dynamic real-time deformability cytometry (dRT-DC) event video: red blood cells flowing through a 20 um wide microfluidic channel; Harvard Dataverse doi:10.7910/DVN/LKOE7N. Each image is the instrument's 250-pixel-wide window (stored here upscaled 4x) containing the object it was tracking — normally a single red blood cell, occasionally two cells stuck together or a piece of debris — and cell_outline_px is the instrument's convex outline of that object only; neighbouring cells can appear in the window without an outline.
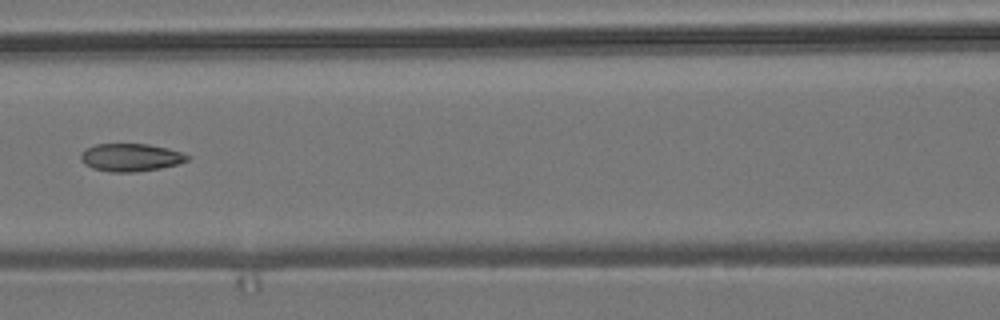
{"species": "common noctule bat (a hibernating species)", "species_latin": "Nyctalus noctula", "temperature_condition": "room temperature", "stored_images_in_passage": 6, "camera_frame_rate_fps": 3000, "um_per_image_px": 0.085, "animal": {"sex": "male", "body_mass_g": 19.2, "forearm_length_mm": 51.8}, "frame": {"image": 1, "passage_image": 6, "time_ms": 1.667, "image_size_px": [1000, 320], "cell_outline_px": [[192, 156], [188, 160], [176, 164], [160, 168], [136, 172], [112, 172], [92, 168], [84, 164], [80, 160], [80, 152], [84, 148], [96, 144], [148, 144], [168, 148]], "centroid_in_image_um": [11.07, 13.37], "position_along_channel_um": 155.5, "area_um2": 17.4}}